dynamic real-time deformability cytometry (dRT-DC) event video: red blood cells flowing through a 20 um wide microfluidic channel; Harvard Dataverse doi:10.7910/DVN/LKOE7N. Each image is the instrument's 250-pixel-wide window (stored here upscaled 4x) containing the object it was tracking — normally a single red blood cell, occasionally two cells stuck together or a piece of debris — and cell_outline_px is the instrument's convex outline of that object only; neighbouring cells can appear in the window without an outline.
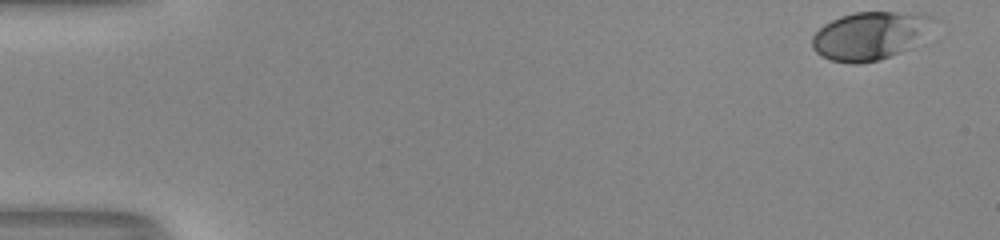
{"species": "human", "species_latin": "Homo sapiens", "temperature_condition": "room temperature", "stored_images_in_passage": 43, "camera_frame_rate_fps": 3000, "um_per_image_px": 0.085, "donor": {"sex": "male"}, "frame": {"image": 1, "passage_image": 1, "time_ms": 0.0, "image_size_px": [1000, 240], "cell_outline_px": [[932, 16], [908, 48], [900, 52], [880, 60], [856, 64], [852, 64], [828, 60], [820, 56], [812, 48], [812, 36], [824, 24], [840, 16], [856, 12], [924, 12]], "centroid_in_image_um": [73.77, 3.04], "position_along_channel_um": 11.2, "area_um2": 33.0}}
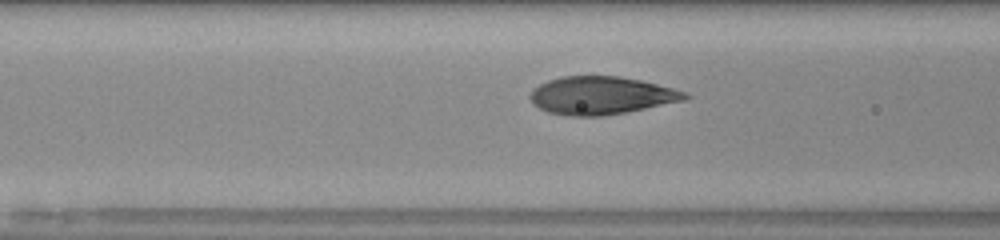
{"frame": {"image": 2, "passage_image": 21, "time_ms": 6.667, "image_size_px": [1000, 240], "cell_outline_px": [[692, 96], [684, 100], [604, 116], [572, 116], [548, 112], [532, 104], [528, 96], [532, 88], [548, 80], [560, 76], [620, 76], [640, 80], [672, 88], [684, 92]], "centroid_in_image_um": [51.04, 8.11], "position_along_channel_um": 115.6, "area_um2": 34.04}}
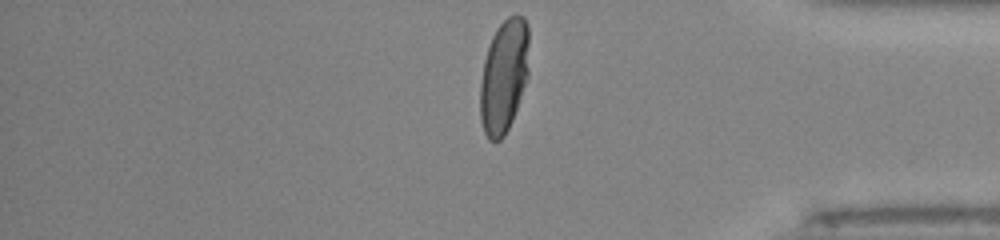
{"frame": {"image": 3, "passage_image": 43, "time_ms": 14.0, "image_size_px": [1000, 240], "cell_outline_px": [[528, 76], [512, 120], [504, 136], [500, 140], [488, 140], [484, 132], [480, 120], [480, 84], [484, 60], [492, 36], [496, 28], [508, 16], [524, 16], [528, 24]], "centroid_in_image_um": [42.82, 6.47], "position_along_channel_um": 392.4, "area_um2": 32.31}, "authors_computed_cell_mechanics": {"area_um2": 34.2754, "velocity_mm_per_s": 4.0535, "shape_relaxation_time_tau1_ms": 3.9344, "shape_relaxation_time_tau2_ms": null, "deformation_change_tau1": 0.2117, "deformation_change_tau2": null}}